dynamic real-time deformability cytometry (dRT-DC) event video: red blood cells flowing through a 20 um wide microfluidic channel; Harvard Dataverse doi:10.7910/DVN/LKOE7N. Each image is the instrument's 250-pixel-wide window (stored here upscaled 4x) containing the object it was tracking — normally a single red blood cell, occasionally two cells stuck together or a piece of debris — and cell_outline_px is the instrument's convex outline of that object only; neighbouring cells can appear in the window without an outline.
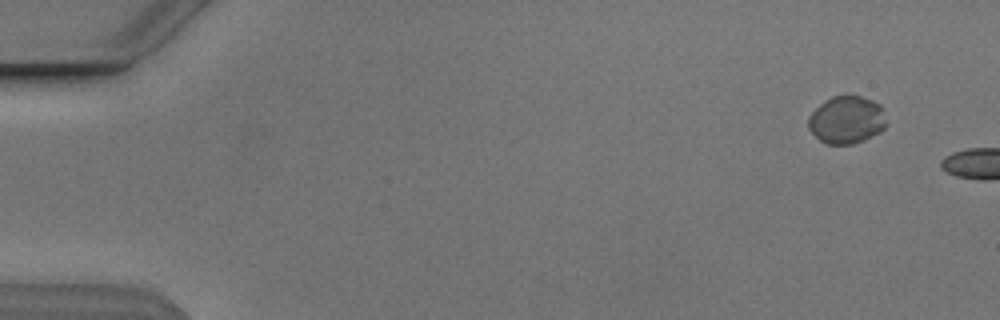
{"species": "Egyptian fruit bat (a non-hibernating species)", "species_latin": "Rousettus aegyptiacus", "temperature_condition": "cold", "stored_images_in_passage": 4, "camera_frame_rate_fps": 3000, "um_per_image_px": 0.085, "animal": {"sex": "male"}, "frame": {"image": 1, "passage_image": 1, "time_ms": 0.0, "image_size_px": [1000, 320], "cell_outline_px": [[884, 128], [880, 132], [864, 140], [852, 144], [828, 144], [820, 140], [808, 128], [808, 116], [824, 100], [832, 96], [844, 92], [848, 92], [872, 100], [880, 104], [884, 124]], "centroid_in_image_um": [71.92, 10.14], "position_along_channel_um": 13.1, "area_um2": 21.79}}